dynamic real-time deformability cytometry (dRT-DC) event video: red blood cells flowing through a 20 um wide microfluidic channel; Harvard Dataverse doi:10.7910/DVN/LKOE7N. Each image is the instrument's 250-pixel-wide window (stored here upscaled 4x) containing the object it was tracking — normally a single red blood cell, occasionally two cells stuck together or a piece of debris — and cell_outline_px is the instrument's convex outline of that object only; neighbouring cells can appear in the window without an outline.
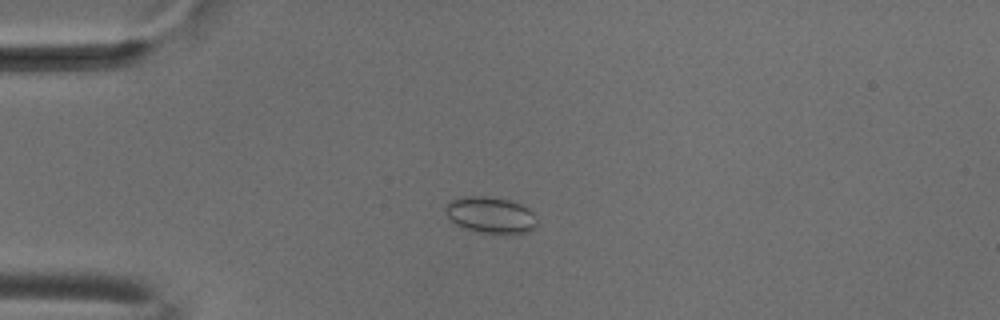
{"species": "common noctule bat (a hibernating species)", "species_latin": "Nyctalus noctula", "temperature_condition": "cold", "stored_images_in_passage": 54, "camera_frame_rate_fps": 3000, "um_per_image_px": 0.085, "animal": {"sex": "male", "body_mass_g": 18.8}, "frame": {"image": 1, "passage_image": 14, "time_ms": 4.333, "image_size_px": [1000, 320], "cell_outline_px": [[536, 228], [528, 232], [472, 232], [456, 224], [448, 216], [444, 208], [452, 200], [460, 196], [484, 196], [508, 200], [520, 204], [528, 208], [536, 216]], "centroid_in_image_um": [41.69, 18.26], "position_along_channel_um": 43.3, "area_um2": 19.13}}
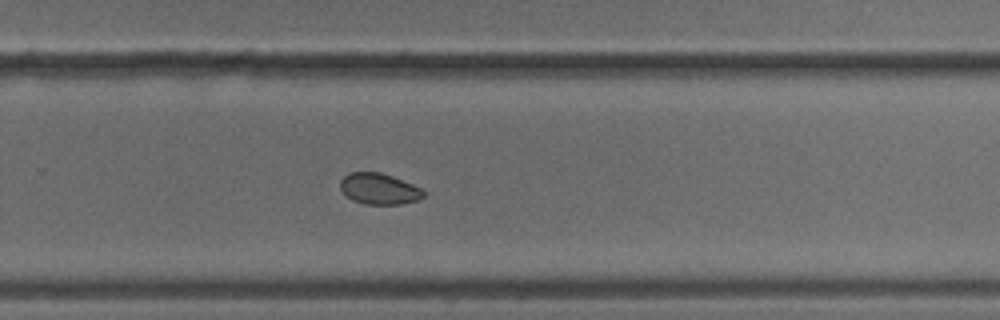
{"frame": {"image": 2, "passage_image": 36, "time_ms": 11.667, "image_size_px": [1000, 320], "cell_outline_px": [[424, 196], [420, 200], [400, 204], [364, 204], [352, 200], [340, 188], [340, 180], [348, 172], [380, 172], [392, 176], [412, 184], [420, 188], [424, 192]], "centroid_in_image_um": [32.22, 16.05], "position_along_channel_um": 297.6, "area_um2": 15.03}}
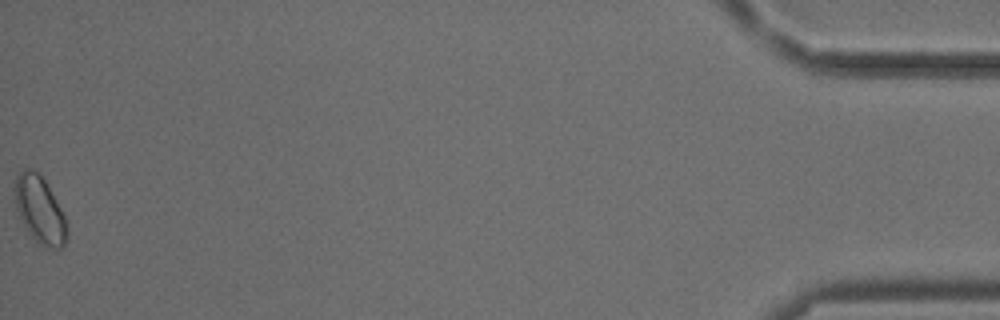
{"frame": {"image": 3, "passage_image": 54, "time_ms": 17.667, "image_size_px": [1000, 320], "cell_outline_px": [[68, 240], [60, 248], [44, 248], [28, 232], [16, 208], [12, 188], [16, 176], [24, 168], [32, 168], [44, 180], [60, 208], [64, 216], [68, 228]], "centroid_in_image_um": [3.36, 17.84], "position_along_channel_um": 431.8, "area_um2": 20.35}}